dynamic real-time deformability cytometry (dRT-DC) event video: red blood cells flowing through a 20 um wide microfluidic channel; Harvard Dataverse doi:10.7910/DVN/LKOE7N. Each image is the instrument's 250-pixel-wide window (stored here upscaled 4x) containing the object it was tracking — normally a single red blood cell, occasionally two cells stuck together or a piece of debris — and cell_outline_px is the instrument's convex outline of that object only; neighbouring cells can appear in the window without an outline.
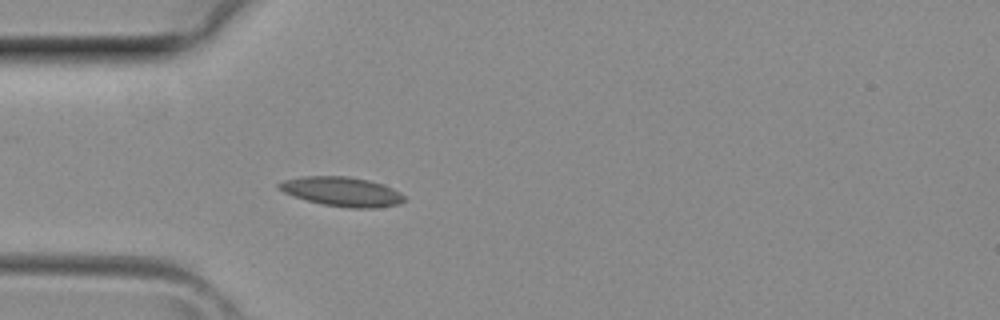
{"species": "common noctule bat (a hibernating species)", "species_latin": "Nyctalus noctula", "temperature_condition": "room temperature", "stored_images_in_passage": 32, "camera_frame_rate_fps": 3000, "um_per_image_px": 0.085, "animal": {"sex": "female", "body_mass_g": 29.2, "forearm_length_mm": 56.3}, "frame": {"image": 1, "passage_image": 4, "time_ms": 1.0, "image_size_px": [1000, 320], "cell_outline_px": [[404, 200], [400, 204], [376, 208], [348, 208], [324, 204], [308, 200], [284, 192], [276, 188], [276, 184], [284, 180], [304, 176], [348, 176], [368, 180], [392, 188], [400, 192], [404, 196]], "centroid_in_image_um": [29.06, 16.28], "position_along_channel_um": 55.9, "area_um2": 21.27}}
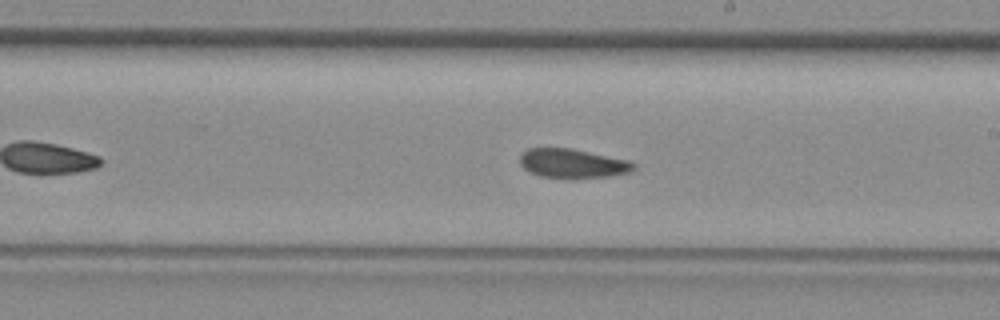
{"frame": {"image": 2, "passage_image": 15, "time_ms": 4.667, "image_size_px": [1000, 320], "cell_outline_px": [[636, 168], [632, 172], [608, 176], [572, 180], [540, 176], [524, 168], [520, 164], [520, 156], [528, 148], [572, 148], [632, 160], [636, 164]], "centroid_in_image_um": [48.75, 13.91], "position_along_channel_um": 240.3, "area_um2": 19.94}}
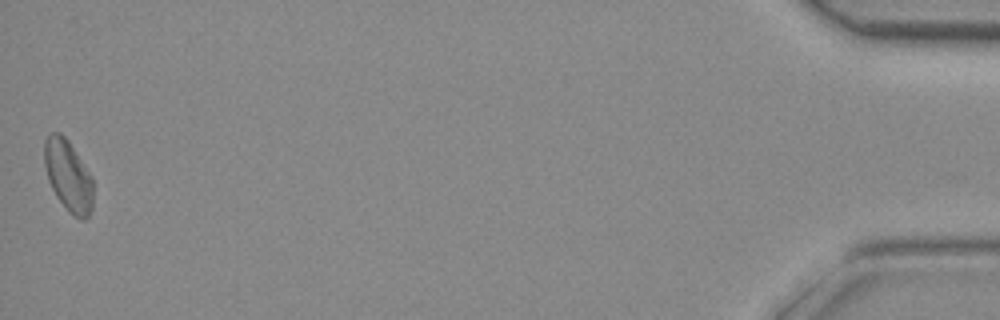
{"frame": {"image": 3, "passage_image": 32, "time_ms": 10.333, "image_size_px": [1000, 320], "cell_outline_px": [[92, 208], [88, 216], [84, 220], [80, 220], [72, 216], [68, 212], [56, 196], [48, 180], [44, 164], [44, 140], [52, 132], [60, 132], [68, 140], [92, 176]], "centroid_in_image_um": [5.79, 14.95], "position_along_channel_um": 429.4, "area_um2": 20.35}}